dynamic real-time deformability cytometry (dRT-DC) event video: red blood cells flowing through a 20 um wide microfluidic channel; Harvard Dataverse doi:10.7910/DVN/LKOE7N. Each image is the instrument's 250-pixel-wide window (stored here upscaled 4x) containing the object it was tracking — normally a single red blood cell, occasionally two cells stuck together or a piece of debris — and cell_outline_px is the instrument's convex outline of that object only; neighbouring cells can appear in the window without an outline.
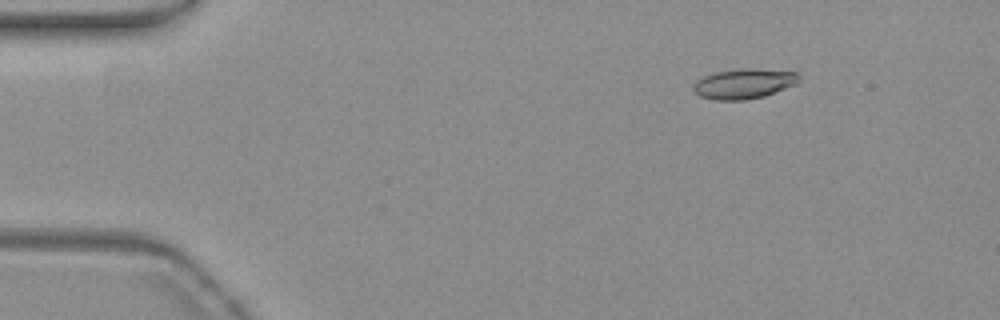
{"species": "common noctule bat (a hibernating species)", "species_latin": "Nyctalus noctula", "temperature_condition": "warm", "stored_images_in_passage": 51, "camera_frame_rate_fps": 3000, "um_per_image_px": 0.085, "animal": {"sex": "female", "body_mass_g": 19.3, "forearm_length_mm": 54.1}, "frame": {"image": 1, "passage_image": 4, "time_ms": 1.0, "image_size_px": [1000, 320], "cell_outline_px": [[800, 80], [796, 84], [764, 96], [744, 100], [716, 100], [700, 96], [692, 88], [696, 80], [704, 76], [716, 72], [748, 68], [796, 72], [800, 76]], "centroid_in_image_um": [63.24, 7.12], "position_along_channel_um": 21.8, "area_um2": 18.26}}
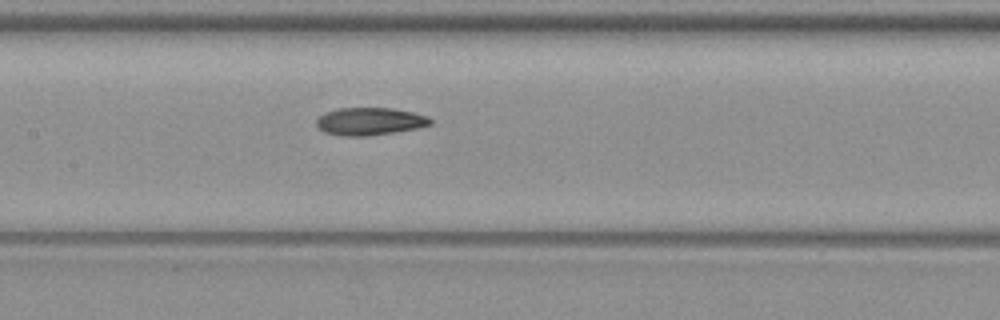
{"frame": {"image": 2, "passage_image": 23, "time_ms": 7.333, "image_size_px": [1000, 320], "cell_outline_px": [[432, 124], [416, 128], [368, 136], [340, 136], [324, 132], [316, 124], [316, 120], [324, 112], [340, 108], [392, 108], [412, 112], [428, 116], [432, 120]], "centroid_in_image_um": [31.41, 10.31], "position_along_channel_um": 176.0, "area_um2": 18.26}}
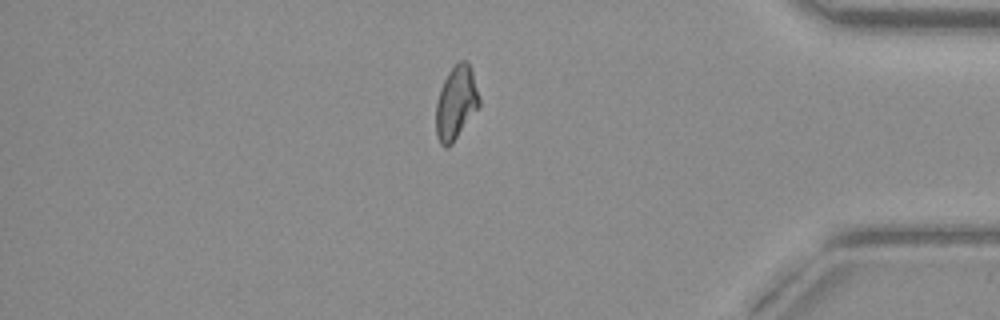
{"frame": {"image": 3, "passage_image": 43, "time_ms": 14.0, "image_size_px": [1000, 320], "cell_outline_px": [[480, 104], [452, 144], [448, 148], [444, 148], [440, 144], [436, 136], [436, 104], [440, 88], [448, 72], [460, 60], [464, 60], [468, 64], [472, 72], [480, 100]], "centroid_in_image_um": [38.73, 8.78], "position_along_channel_um": 396.5, "area_um2": 18.26}, "authors_computed_cell_mechanics": {"area_um2": 18.2648, "velocity_mm_per_s": 3.7979, "shape_relaxation_time_tau1_ms": null, "shape_relaxation_time_tau2_ms": 5.5771, "deformation_change_tau1": null, "deformation_change_tau2": 0.1382}}